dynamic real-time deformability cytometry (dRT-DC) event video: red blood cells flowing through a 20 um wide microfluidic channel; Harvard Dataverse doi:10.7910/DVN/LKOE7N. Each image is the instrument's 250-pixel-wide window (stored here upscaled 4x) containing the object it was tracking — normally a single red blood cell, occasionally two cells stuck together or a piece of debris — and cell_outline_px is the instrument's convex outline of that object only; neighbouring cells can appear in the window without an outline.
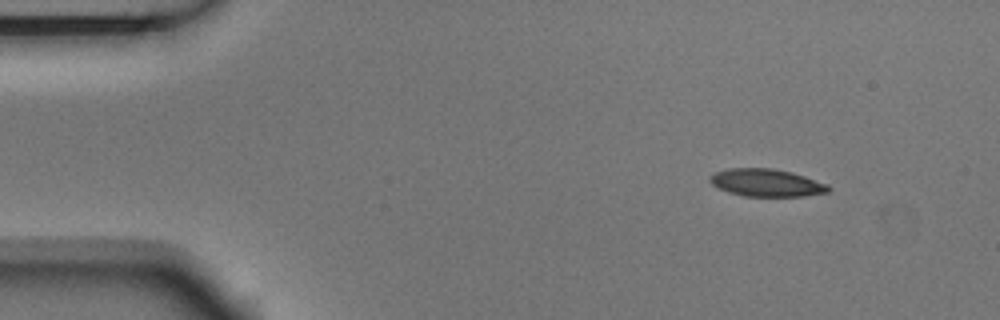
{"species": "Egyptian fruit bat (a non-hibernating species)", "species_latin": "Rousettus aegyptiacus", "temperature_condition": "room temperature", "stored_images_in_passage": 9, "camera_frame_rate_fps": 3000, "um_per_image_px": 0.085, "animal": {"sex": "male"}, "frame": {"image": 1, "passage_image": 1, "time_ms": 0.0, "image_size_px": [1000, 320], "cell_outline_px": [[832, 188], [828, 192], [804, 196], [744, 196], [728, 192], [712, 184], [708, 180], [708, 176], [716, 172], [728, 168], [772, 168], [792, 172], [828, 184]], "centroid_in_image_um": [65.15, 15.53], "position_along_channel_um": 19.9, "area_um2": 19.07}}
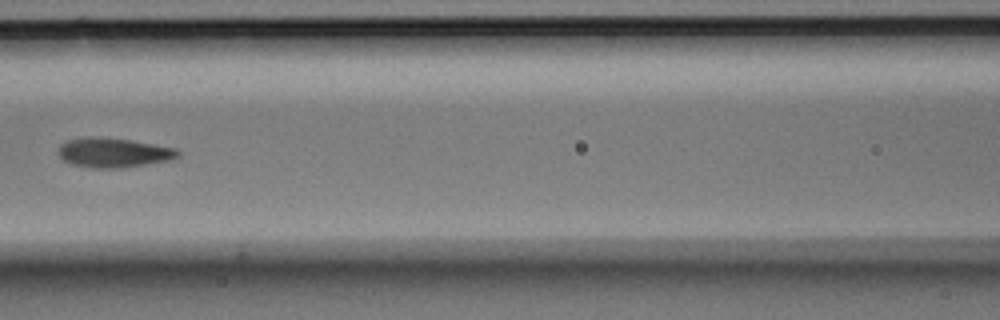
{"frame": {"image": 2, "passage_image": 6, "time_ms": 1.667, "image_size_px": [1000, 320], "cell_outline_px": [[180, 156], [172, 160], [124, 168], [92, 168], [72, 164], [64, 160], [60, 156], [60, 144], [68, 140], [84, 136], [96, 136], [132, 140], [176, 148], [180, 152]], "centroid_in_image_um": [9.69, 12.97], "position_along_channel_um": 156.9, "area_um2": 20.81}}
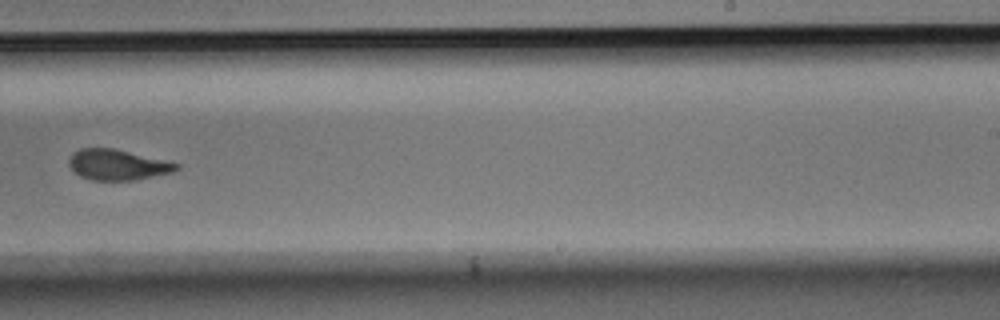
{"frame": {"image": 3, "passage_image": 9, "time_ms": 2.667, "image_size_px": [1000, 320], "cell_outline_px": [[180, 168], [172, 172], [132, 180], [92, 180], [80, 176], [68, 164], [68, 160], [72, 152], [80, 148], [112, 148], [180, 164]], "centroid_in_image_um": [9.95, 14.0], "position_along_channel_um": 279.1, "area_um2": 18.84}}